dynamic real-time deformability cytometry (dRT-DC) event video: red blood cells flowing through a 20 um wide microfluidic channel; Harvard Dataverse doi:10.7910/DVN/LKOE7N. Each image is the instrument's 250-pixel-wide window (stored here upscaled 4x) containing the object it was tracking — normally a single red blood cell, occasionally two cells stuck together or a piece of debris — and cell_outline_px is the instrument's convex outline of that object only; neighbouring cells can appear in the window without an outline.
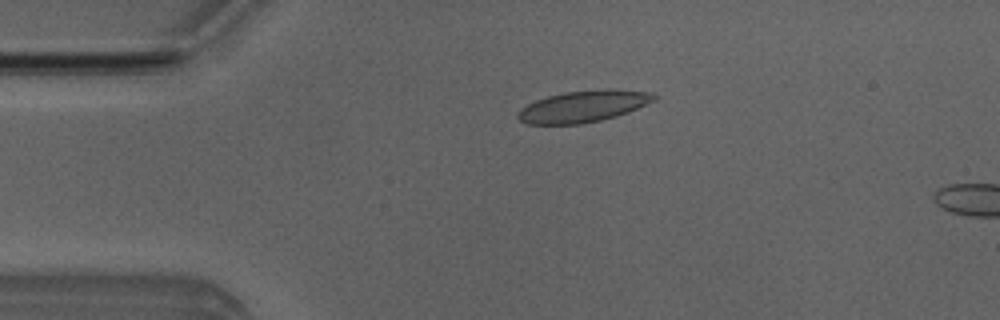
{"species": "Egyptian fruit bat (a non-hibernating species)", "species_latin": "Rousettus aegyptiacus", "temperature_condition": "room temperature", "stored_images_in_passage": 6, "camera_frame_rate_fps": 3000, "um_per_image_px": 0.085, "animal": {"sex": "male"}, "frame": {"image": 1, "passage_image": 3, "time_ms": 0.667, "image_size_px": [1000, 320], "cell_outline_px": [[656, 100], [628, 112], [616, 116], [600, 120], [580, 124], [524, 124], [516, 116], [520, 108], [536, 100], [548, 96], [564, 92], [652, 92], [656, 96]], "centroid_in_image_um": [49.47, 9.1], "position_along_channel_um": 35.5, "area_um2": 23.87}}